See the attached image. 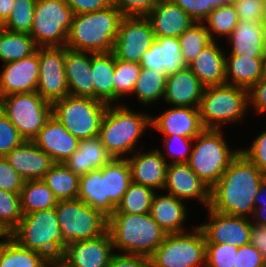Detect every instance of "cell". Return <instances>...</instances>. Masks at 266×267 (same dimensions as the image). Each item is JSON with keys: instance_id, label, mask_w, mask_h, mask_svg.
<instances>
[{"instance_id": "obj_25", "label": "cell", "mask_w": 266, "mask_h": 267, "mask_svg": "<svg viewBox=\"0 0 266 267\" xmlns=\"http://www.w3.org/2000/svg\"><path fill=\"white\" fill-rule=\"evenodd\" d=\"M155 38L179 37L196 21L170 0H158L154 9L146 16Z\"/></svg>"}, {"instance_id": "obj_26", "label": "cell", "mask_w": 266, "mask_h": 267, "mask_svg": "<svg viewBox=\"0 0 266 267\" xmlns=\"http://www.w3.org/2000/svg\"><path fill=\"white\" fill-rule=\"evenodd\" d=\"M230 54L246 57H264L266 53V23L239 21L228 37Z\"/></svg>"}, {"instance_id": "obj_22", "label": "cell", "mask_w": 266, "mask_h": 267, "mask_svg": "<svg viewBox=\"0 0 266 267\" xmlns=\"http://www.w3.org/2000/svg\"><path fill=\"white\" fill-rule=\"evenodd\" d=\"M141 67L154 69L166 76L188 67L181 53L178 37H158L141 58Z\"/></svg>"}, {"instance_id": "obj_15", "label": "cell", "mask_w": 266, "mask_h": 267, "mask_svg": "<svg viewBox=\"0 0 266 267\" xmlns=\"http://www.w3.org/2000/svg\"><path fill=\"white\" fill-rule=\"evenodd\" d=\"M208 210L209 223L198 227L202 230L206 243L230 244L236 247L250 243L252 223L250 218L232 216Z\"/></svg>"}, {"instance_id": "obj_49", "label": "cell", "mask_w": 266, "mask_h": 267, "mask_svg": "<svg viewBox=\"0 0 266 267\" xmlns=\"http://www.w3.org/2000/svg\"><path fill=\"white\" fill-rule=\"evenodd\" d=\"M240 21H262L266 23V4L259 0H234Z\"/></svg>"}, {"instance_id": "obj_9", "label": "cell", "mask_w": 266, "mask_h": 267, "mask_svg": "<svg viewBox=\"0 0 266 267\" xmlns=\"http://www.w3.org/2000/svg\"><path fill=\"white\" fill-rule=\"evenodd\" d=\"M55 211L64 248L69 243L92 239L107 232L108 216L81 199L58 201Z\"/></svg>"}, {"instance_id": "obj_36", "label": "cell", "mask_w": 266, "mask_h": 267, "mask_svg": "<svg viewBox=\"0 0 266 267\" xmlns=\"http://www.w3.org/2000/svg\"><path fill=\"white\" fill-rule=\"evenodd\" d=\"M79 179L64 163H55L42 178L58 201L77 199Z\"/></svg>"}, {"instance_id": "obj_28", "label": "cell", "mask_w": 266, "mask_h": 267, "mask_svg": "<svg viewBox=\"0 0 266 267\" xmlns=\"http://www.w3.org/2000/svg\"><path fill=\"white\" fill-rule=\"evenodd\" d=\"M225 57V52L213 41L188 64V67L204 87L225 84Z\"/></svg>"}, {"instance_id": "obj_48", "label": "cell", "mask_w": 266, "mask_h": 267, "mask_svg": "<svg viewBox=\"0 0 266 267\" xmlns=\"http://www.w3.org/2000/svg\"><path fill=\"white\" fill-rule=\"evenodd\" d=\"M193 140L177 135L165 136L164 143L167 154L173 157V160L169 163H187L191 155L189 152H192L191 145H193Z\"/></svg>"}, {"instance_id": "obj_24", "label": "cell", "mask_w": 266, "mask_h": 267, "mask_svg": "<svg viewBox=\"0 0 266 267\" xmlns=\"http://www.w3.org/2000/svg\"><path fill=\"white\" fill-rule=\"evenodd\" d=\"M204 86L189 67L167 75L163 100L174 107L199 108Z\"/></svg>"}, {"instance_id": "obj_44", "label": "cell", "mask_w": 266, "mask_h": 267, "mask_svg": "<svg viewBox=\"0 0 266 267\" xmlns=\"http://www.w3.org/2000/svg\"><path fill=\"white\" fill-rule=\"evenodd\" d=\"M35 4L36 0H14L11 14L1 27L11 32L30 35Z\"/></svg>"}, {"instance_id": "obj_55", "label": "cell", "mask_w": 266, "mask_h": 267, "mask_svg": "<svg viewBox=\"0 0 266 267\" xmlns=\"http://www.w3.org/2000/svg\"><path fill=\"white\" fill-rule=\"evenodd\" d=\"M108 267H151L150 257L115 253L111 256Z\"/></svg>"}, {"instance_id": "obj_38", "label": "cell", "mask_w": 266, "mask_h": 267, "mask_svg": "<svg viewBox=\"0 0 266 267\" xmlns=\"http://www.w3.org/2000/svg\"><path fill=\"white\" fill-rule=\"evenodd\" d=\"M38 46L29 34L0 28V60L4 63L20 60L35 53Z\"/></svg>"}, {"instance_id": "obj_45", "label": "cell", "mask_w": 266, "mask_h": 267, "mask_svg": "<svg viewBox=\"0 0 266 267\" xmlns=\"http://www.w3.org/2000/svg\"><path fill=\"white\" fill-rule=\"evenodd\" d=\"M22 217L20 193L0 190V230L9 235Z\"/></svg>"}, {"instance_id": "obj_23", "label": "cell", "mask_w": 266, "mask_h": 267, "mask_svg": "<svg viewBox=\"0 0 266 267\" xmlns=\"http://www.w3.org/2000/svg\"><path fill=\"white\" fill-rule=\"evenodd\" d=\"M4 158L25 181L42 180L55 164L43 150L26 140Z\"/></svg>"}, {"instance_id": "obj_35", "label": "cell", "mask_w": 266, "mask_h": 267, "mask_svg": "<svg viewBox=\"0 0 266 267\" xmlns=\"http://www.w3.org/2000/svg\"><path fill=\"white\" fill-rule=\"evenodd\" d=\"M43 254L20 246L9 235L0 241V267H47Z\"/></svg>"}, {"instance_id": "obj_20", "label": "cell", "mask_w": 266, "mask_h": 267, "mask_svg": "<svg viewBox=\"0 0 266 267\" xmlns=\"http://www.w3.org/2000/svg\"><path fill=\"white\" fill-rule=\"evenodd\" d=\"M151 126L165 136L177 135L191 139H195L205 129L199 108L174 106L159 116H152Z\"/></svg>"}, {"instance_id": "obj_47", "label": "cell", "mask_w": 266, "mask_h": 267, "mask_svg": "<svg viewBox=\"0 0 266 267\" xmlns=\"http://www.w3.org/2000/svg\"><path fill=\"white\" fill-rule=\"evenodd\" d=\"M25 139L8 117L0 110V157H5L14 148L20 146Z\"/></svg>"}, {"instance_id": "obj_50", "label": "cell", "mask_w": 266, "mask_h": 267, "mask_svg": "<svg viewBox=\"0 0 266 267\" xmlns=\"http://www.w3.org/2000/svg\"><path fill=\"white\" fill-rule=\"evenodd\" d=\"M158 0H112L123 16H147L156 6Z\"/></svg>"}, {"instance_id": "obj_56", "label": "cell", "mask_w": 266, "mask_h": 267, "mask_svg": "<svg viewBox=\"0 0 266 267\" xmlns=\"http://www.w3.org/2000/svg\"><path fill=\"white\" fill-rule=\"evenodd\" d=\"M253 200L255 208L250 221L256 225L266 226V176L263 178L258 194L254 196Z\"/></svg>"}, {"instance_id": "obj_14", "label": "cell", "mask_w": 266, "mask_h": 267, "mask_svg": "<svg viewBox=\"0 0 266 267\" xmlns=\"http://www.w3.org/2000/svg\"><path fill=\"white\" fill-rule=\"evenodd\" d=\"M39 78L36 92L51 104L69 95L64 47H38Z\"/></svg>"}, {"instance_id": "obj_3", "label": "cell", "mask_w": 266, "mask_h": 267, "mask_svg": "<svg viewBox=\"0 0 266 267\" xmlns=\"http://www.w3.org/2000/svg\"><path fill=\"white\" fill-rule=\"evenodd\" d=\"M107 231L111 236L114 250L146 257L155 252L167 234L150 213H112L108 216Z\"/></svg>"}, {"instance_id": "obj_62", "label": "cell", "mask_w": 266, "mask_h": 267, "mask_svg": "<svg viewBox=\"0 0 266 267\" xmlns=\"http://www.w3.org/2000/svg\"><path fill=\"white\" fill-rule=\"evenodd\" d=\"M212 8L215 9L221 5H231L234 3V0H211Z\"/></svg>"}, {"instance_id": "obj_10", "label": "cell", "mask_w": 266, "mask_h": 267, "mask_svg": "<svg viewBox=\"0 0 266 267\" xmlns=\"http://www.w3.org/2000/svg\"><path fill=\"white\" fill-rule=\"evenodd\" d=\"M191 232L166 234L162 244L150 256L151 267H205L204 234L197 225Z\"/></svg>"}, {"instance_id": "obj_53", "label": "cell", "mask_w": 266, "mask_h": 267, "mask_svg": "<svg viewBox=\"0 0 266 267\" xmlns=\"http://www.w3.org/2000/svg\"><path fill=\"white\" fill-rule=\"evenodd\" d=\"M170 1L179 6L196 22H203V20L213 10L211 0H170Z\"/></svg>"}, {"instance_id": "obj_41", "label": "cell", "mask_w": 266, "mask_h": 267, "mask_svg": "<svg viewBox=\"0 0 266 267\" xmlns=\"http://www.w3.org/2000/svg\"><path fill=\"white\" fill-rule=\"evenodd\" d=\"M181 53L188 65L199 53L213 42L203 22H195L179 37Z\"/></svg>"}, {"instance_id": "obj_6", "label": "cell", "mask_w": 266, "mask_h": 267, "mask_svg": "<svg viewBox=\"0 0 266 267\" xmlns=\"http://www.w3.org/2000/svg\"><path fill=\"white\" fill-rule=\"evenodd\" d=\"M193 141L187 164L211 188L229 167L240 149L231 151L221 129L205 128Z\"/></svg>"}, {"instance_id": "obj_11", "label": "cell", "mask_w": 266, "mask_h": 267, "mask_svg": "<svg viewBox=\"0 0 266 267\" xmlns=\"http://www.w3.org/2000/svg\"><path fill=\"white\" fill-rule=\"evenodd\" d=\"M0 110L26 141H32L52 116V104L36 91L1 97Z\"/></svg>"}, {"instance_id": "obj_59", "label": "cell", "mask_w": 266, "mask_h": 267, "mask_svg": "<svg viewBox=\"0 0 266 267\" xmlns=\"http://www.w3.org/2000/svg\"><path fill=\"white\" fill-rule=\"evenodd\" d=\"M250 243L266 258V226L252 223Z\"/></svg>"}, {"instance_id": "obj_2", "label": "cell", "mask_w": 266, "mask_h": 267, "mask_svg": "<svg viewBox=\"0 0 266 267\" xmlns=\"http://www.w3.org/2000/svg\"><path fill=\"white\" fill-rule=\"evenodd\" d=\"M122 18L113 5L90 13L74 14L65 47L94 54L112 52Z\"/></svg>"}, {"instance_id": "obj_39", "label": "cell", "mask_w": 266, "mask_h": 267, "mask_svg": "<svg viewBox=\"0 0 266 267\" xmlns=\"http://www.w3.org/2000/svg\"><path fill=\"white\" fill-rule=\"evenodd\" d=\"M166 77L154 69L141 67L132 94L134 93L140 103L145 105L155 103L164 97Z\"/></svg>"}, {"instance_id": "obj_27", "label": "cell", "mask_w": 266, "mask_h": 267, "mask_svg": "<svg viewBox=\"0 0 266 267\" xmlns=\"http://www.w3.org/2000/svg\"><path fill=\"white\" fill-rule=\"evenodd\" d=\"M64 69L70 95L94 98L90 52L73 51L65 47Z\"/></svg>"}, {"instance_id": "obj_51", "label": "cell", "mask_w": 266, "mask_h": 267, "mask_svg": "<svg viewBox=\"0 0 266 267\" xmlns=\"http://www.w3.org/2000/svg\"><path fill=\"white\" fill-rule=\"evenodd\" d=\"M253 164H255L261 173L266 176V131L263 130L252 142L248 149L240 148Z\"/></svg>"}, {"instance_id": "obj_32", "label": "cell", "mask_w": 266, "mask_h": 267, "mask_svg": "<svg viewBox=\"0 0 266 267\" xmlns=\"http://www.w3.org/2000/svg\"><path fill=\"white\" fill-rule=\"evenodd\" d=\"M77 198L91 208L102 211L106 216L116 210L109 198L105 197L104 166L80 176Z\"/></svg>"}, {"instance_id": "obj_52", "label": "cell", "mask_w": 266, "mask_h": 267, "mask_svg": "<svg viewBox=\"0 0 266 267\" xmlns=\"http://www.w3.org/2000/svg\"><path fill=\"white\" fill-rule=\"evenodd\" d=\"M25 180L4 157H0V190L20 193Z\"/></svg>"}, {"instance_id": "obj_21", "label": "cell", "mask_w": 266, "mask_h": 267, "mask_svg": "<svg viewBox=\"0 0 266 267\" xmlns=\"http://www.w3.org/2000/svg\"><path fill=\"white\" fill-rule=\"evenodd\" d=\"M132 157L126 158L131 170V180L136 184L148 186L155 191L163 189L166 179V171L169 161L164 157L160 149L133 153Z\"/></svg>"}, {"instance_id": "obj_1", "label": "cell", "mask_w": 266, "mask_h": 267, "mask_svg": "<svg viewBox=\"0 0 266 267\" xmlns=\"http://www.w3.org/2000/svg\"><path fill=\"white\" fill-rule=\"evenodd\" d=\"M265 175L243 153L232 160L220 179L210 188L213 211L232 216H252L254 196Z\"/></svg>"}, {"instance_id": "obj_4", "label": "cell", "mask_w": 266, "mask_h": 267, "mask_svg": "<svg viewBox=\"0 0 266 267\" xmlns=\"http://www.w3.org/2000/svg\"><path fill=\"white\" fill-rule=\"evenodd\" d=\"M151 116L144 112L136 113L123 103L108 105L98 137L112 158L124 159L125 154L136 150L139 138L147 127H151Z\"/></svg>"}, {"instance_id": "obj_5", "label": "cell", "mask_w": 266, "mask_h": 267, "mask_svg": "<svg viewBox=\"0 0 266 267\" xmlns=\"http://www.w3.org/2000/svg\"><path fill=\"white\" fill-rule=\"evenodd\" d=\"M9 236L20 246L39 252L49 260L61 258L65 249L55 207L23 214Z\"/></svg>"}, {"instance_id": "obj_54", "label": "cell", "mask_w": 266, "mask_h": 267, "mask_svg": "<svg viewBox=\"0 0 266 267\" xmlns=\"http://www.w3.org/2000/svg\"><path fill=\"white\" fill-rule=\"evenodd\" d=\"M234 267H266V258L249 243L238 247Z\"/></svg>"}, {"instance_id": "obj_30", "label": "cell", "mask_w": 266, "mask_h": 267, "mask_svg": "<svg viewBox=\"0 0 266 267\" xmlns=\"http://www.w3.org/2000/svg\"><path fill=\"white\" fill-rule=\"evenodd\" d=\"M112 156L101 143L100 138L81 139L78 149L64 162V164L79 176L92 170L100 169L112 160Z\"/></svg>"}, {"instance_id": "obj_46", "label": "cell", "mask_w": 266, "mask_h": 267, "mask_svg": "<svg viewBox=\"0 0 266 267\" xmlns=\"http://www.w3.org/2000/svg\"><path fill=\"white\" fill-rule=\"evenodd\" d=\"M238 247L230 244L206 243L205 267H234Z\"/></svg>"}, {"instance_id": "obj_42", "label": "cell", "mask_w": 266, "mask_h": 267, "mask_svg": "<svg viewBox=\"0 0 266 267\" xmlns=\"http://www.w3.org/2000/svg\"><path fill=\"white\" fill-rule=\"evenodd\" d=\"M239 21L240 20L235 7L233 4H231L221 5L213 9L203 20V23L206 24L207 22L205 27L209 31L212 40L216 41L214 38L216 35L220 37L224 35L227 36L226 38H228Z\"/></svg>"}, {"instance_id": "obj_60", "label": "cell", "mask_w": 266, "mask_h": 267, "mask_svg": "<svg viewBox=\"0 0 266 267\" xmlns=\"http://www.w3.org/2000/svg\"><path fill=\"white\" fill-rule=\"evenodd\" d=\"M14 0H0V25L10 16Z\"/></svg>"}, {"instance_id": "obj_34", "label": "cell", "mask_w": 266, "mask_h": 267, "mask_svg": "<svg viewBox=\"0 0 266 267\" xmlns=\"http://www.w3.org/2000/svg\"><path fill=\"white\" fill-rule=\"evenodd\" d=\"M131 182V170L126 158H113L104 165L105 197H108L115 207L120 204Z\"/></svg>"}, {"instance_id": "obj_18", "label": "cell", "mask_w": 266, "mask_h": 267, "mask_svg": "<svg viewBox=\"0 0 266 267\" xmlns=\"http://www.w3.org/2000/svg\"><path fill=\"white\" fill-rule=\"evenodd\" d=\"M163 190L176 198L196 199L204 206L210 205V188L187 163H169Z\"/></svg>"}, {"instance_id": "obj_8", "label": "cell", "mask_w": 266, "mask_h": 267, "mask_svg": "<svg viewBox=\"0 0 266 267\" xmlns=\"http://www.w3.org/2000/svg\"><path fill=\"white\" fill-rule=\"evenodd\" d=\"M107 107L100 100L69 94L52 103V116L77 139H90L99 135Z\"/></svg>"}, {"instance_id": "obj_58", "label": "cell", "mask_w": 266, "mask_h": 267, "mask_svg": "<svg viewBox=\"0 0 266 267\" xmlns=\"http://www.w3.org/2000/svg\"><path fill=\"white\" fill-rule=\"evenodd\" d=\"M74 14L90 13L112 5V0H65Z\"/></svg>"}, {"instance_id": "obj_33", "label": "cell", "mask_w": 266, "mask_h": 267, "mask_svg": "<svg viewBox=\"0 0 266 267\" xmlns=\"http://www.w3.org/2000/svg\"><path fill=\"white\" fill-rule=\"evenodd\" d=\"M94 99L113 105V75L115 56L110 53H91Z\"/></svg>"}, {"instance_id": "obj_64", "label": "cell", "mask_w": 266, "mask_h": 267, "mask_svg": "<svg viewBox=\"0 0 266 267\" xmlns=\"http://www.w3.org/2000/svg\"><path fill=\"white\" fill-rule=\"evenodd\" d=\"M5 236H6V235L0 230V238L3 239V238H5Z\"/></svg>"}, {"instance_id": "obj_43", "label": "cell", "mask_w": 266, "mask_h": 267, "mask_svg": "<svg viewBox=\"0 0 266 267\" xmlns=\"http://www.w3.org/2000/svg\"><path fill=\"white\" fill-rule=\"evenodd\" d=\"M141 71V65L126 62L115 58V70L113 75V101L121 100L126 93L133 92L137 78Z\"/></svg>"}, {"instance_id": "obj_16", "label": "cell", "mask_w": 266, "mask_h": 267, "mask_svg": "<svg viewBox=\"0 0 266 267\" xmlns=\"http://www.w3.org/2000/svg\"><path fill=\"white\" fill-rule=\"evenodd\" d=\"M114 254L109 232L65 246L61 259L70 267H108Z\"/></svg>"}, {"instance_id": "obj_31", "label": "cell", "mask_w": 266, "mask_h": 267, "mask_svg": "<svg viewBox=\"0 0 266 267\" xmlns=\"http://www.w3.org/2000/svg\"><path fill=\"white\" fill-rule=\"evenodd\" d=\"M226 83L249 90L265 77L264 57H225ZM231 80V81H230Z\"/></svg>"}, {"instance_id": "obj_19", "label": "cell", "mask_w": 266, "mask_h": 267, "mask_svg": "<svg viewBox=\"0 0 266 267\" xmlns=\"http://www.w3.org/2000/svg\"><path fill=\"white\" fill-rule=\"evenodd\" d=\"M79 141L54 116L32 140L55 163H64L78 149Z\"/></svg>"}, {"instance_id": "obj_40", "label": "cell", "mask_w": 266, "mask_h": 267, "mask_svg": "<svg viewBox=\"0 0 266 267\" xmlns=\"http://www.w3.org/2000/svg\"><path fill=\"white\" fill-rule=\"evenodd\" d=\"M155 192L151 187L131 182L120 204L113 213H150L151 202Z\"/></svg>"}, {"instance_id": "obj_29", "label": "cell", "mask_w": 266, "mask_h": 267, "mask_svg": "<svg viewBox=\"0 0 266 267\" xmlns=\"http://www.w3.org/2000/svg\"><path fill=\"white\" fill-rule=\"evenodd\" d=\"M156 193L153 195L150 209V215L154 221L167 234L184 233L183 224L187 218L185 201L168 193L164 195Z\"/></svg>"}, {"instance_id": "obj_17", "label": "cell", "mask_w": 266, "mask_h": 267, "mask_svg": "<svg viewBox=\"0 0 266 267\" xmlns=\"http://www.w3.org/2000/svg\"><path fill=\"white\" fill-rule=\"evenodd\" d=\"M4 64L0 73V98L8 94L36 91L39 78L38 48L28 57Z\"/></svg>"}, {"instance_id": "obj_61", "label": "cell", "mask_w": 266, "mask_h": 267, "mask_svg": "<svg viewBox=\"0 0 266 267\" xmlns=\"http://www.w3.org/2000/svg\"><path fill=\"white\" fill-rule=\"evenodd\" d=\"M47 267H70L66 262H64L61 258L49 260Z\"/></svg>"}, {"instance_id": "obj_37", "label": "cell", "mask_w": 266, "mask_h": 267, "mask_svg": "<svg viewBox=\"0 0 266 267\" xmlns=\"http://www.w3.org/2000/svg\"><path fill=\"white\" fill-rule=\"evenodd\" d=\"M23 214L56 207L58 200L43 180H27L20 191Z\"/></svg>"}, {"instance_id": "obj_57", "label": "cell", "mask_w": 266, "mask_h": 267, "mask_svg": "<svg viewBox=\"0 0 266 267\" xmlns=\"http://www.w3.org/2000/svg\"><path fill=\"white\" fill-rule=\"evenodd\" d=\"M248 100L256 112H266V75L248 90Z\"/></svg>"}, {"instance_id": "obj_63", "label": "cell", "mask_w": 266, "mask_h": 267, "mask_svg": "<svg viewBox=\"0 0 266 267\" xmlns=\"http://www.w3.org/2000/svg\"><path fill=\"white\" fill-rule=\"evenodd\" d=\"M264 72H265V75H266V53H265V56H264Z\"/></svg>"}, {"instance_id": "obj_12", "label": "cell", "mask_w": 266, "mask_h": 267, "mask_svg": "<svg viewBox=\"0 0 266 267\" xmlns=\"http://www.w3.org/2000/svg\"><path fill=\"white\" fill-rule=\"evenodd\" d=\"M73 16L65 0H36L30 36L38 47H64Z\"/></svg>"}, {"instance_id": "obj_13", "label": "cell", "mask_w": 266, "mask_h": 267, "mask_svg": "<svg viewBox=\"0 0 266 267\" xmlns=\"http://www.w3.org/2000/svg\"><path fill=\"white\" fill-rule=\"evenodd\" d=\"M155 41V34L146 16H123L112 53L115 58L141 64L146 49Z\"/></svg>"}, {"instance_id": "obj_7", "label": "cell", "mask_w": 266, "mask_h": 267, "mask_svg": "<svg viewBox=\"0 0 266 267\" xmlns=\"http://www.w3.org/2000/svg\"><path fill=\"white\" fill-rule=\"evenodd\" d=\"M249 107L248 90L231 84L204 87L199 105L204 128L220 129L224 123L240 121Z\"/></svg>"}]
</instances>
